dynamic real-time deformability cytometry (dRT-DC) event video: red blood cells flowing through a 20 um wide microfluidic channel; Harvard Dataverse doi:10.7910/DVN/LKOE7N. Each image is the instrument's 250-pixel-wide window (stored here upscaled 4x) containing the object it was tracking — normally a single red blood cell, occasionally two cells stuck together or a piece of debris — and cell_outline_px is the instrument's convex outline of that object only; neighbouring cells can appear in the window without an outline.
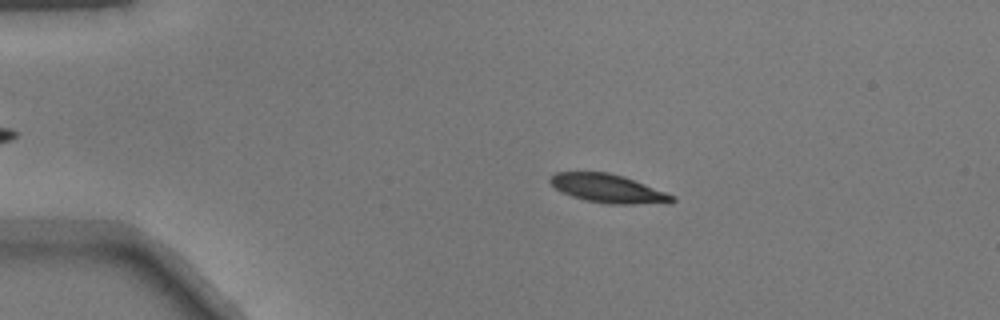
{"species": "common noctule bat (a hibernating species)", "species_latin": "Nyctalus noctula", "temperature_condition": "warm", "stored_images_in_passage": 29, "camera_frame_rate_fps": 3000, "um_per_image_px": 0.085, "animal": {"sex": "male", "body_mass_g": 17.9}, "frame": {"image": 1, "passage_image": 5, "time_ms": 1.333, "image_size_px": [1000, 320], "cell_outline_px": [[676, 200], [672, 204], [608, 204], [584, 200], [572, 196], [556, 188], [548, 180], [556, 172], [608, 172], [624, 176], [676, 196]], "centroid_in_image_um": [51.77, 16.04], "position_along_channel_um": 33.2, "area_um2": 20.4}}
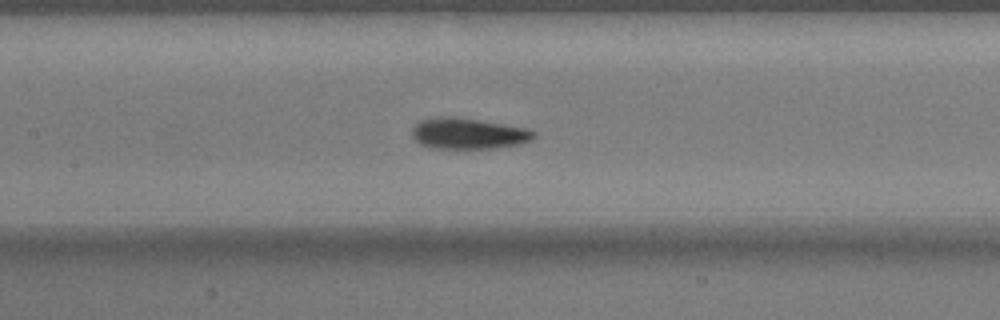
{"frame": {"image": 2, "passage_image": 19, "time_ms": 6.0, "image_size_px": [1000, 320], "cell_outline_px": [[536, 136], [532, 140], [520, 144], [496, 148], [432, 148], [420, 144], [412, 136], [412, 128], [420, 120], [440, 116], [456, 116], [480, 120], [524, 128], [536, 132]], "centroid_in_image_um": [39.79, 11.34], "position_along_channel_um": 167.6, "area_um2": 22.02}}
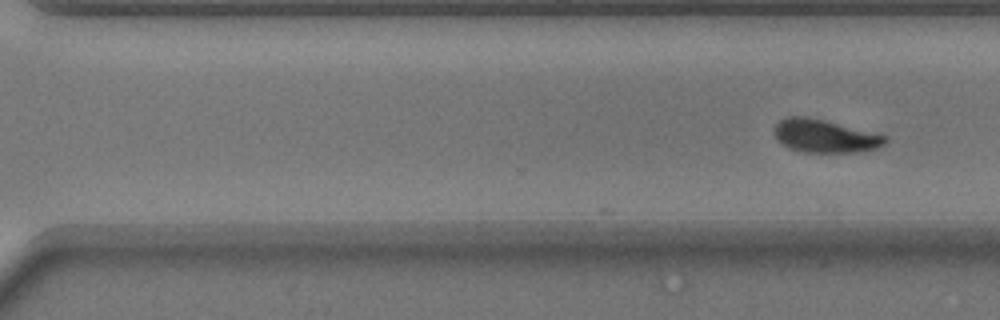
{"frame": {"image": 3, "passage_image": 29, "time_ms": 9.333, "image_size_px": [1000, 320], "cell_outline_px": [[888, 140], [884, 144], [876, 148], [856, 152], [800, 152], [788, 148], [776, 136], [776, 124], [780, 120], [788, 116], [804, 116], [824, 120], [888, 136]], "centroid_in_image_um": [70.13, 11.57], "position_along_channel_um": 300.5, "area_um2": 21.04}}